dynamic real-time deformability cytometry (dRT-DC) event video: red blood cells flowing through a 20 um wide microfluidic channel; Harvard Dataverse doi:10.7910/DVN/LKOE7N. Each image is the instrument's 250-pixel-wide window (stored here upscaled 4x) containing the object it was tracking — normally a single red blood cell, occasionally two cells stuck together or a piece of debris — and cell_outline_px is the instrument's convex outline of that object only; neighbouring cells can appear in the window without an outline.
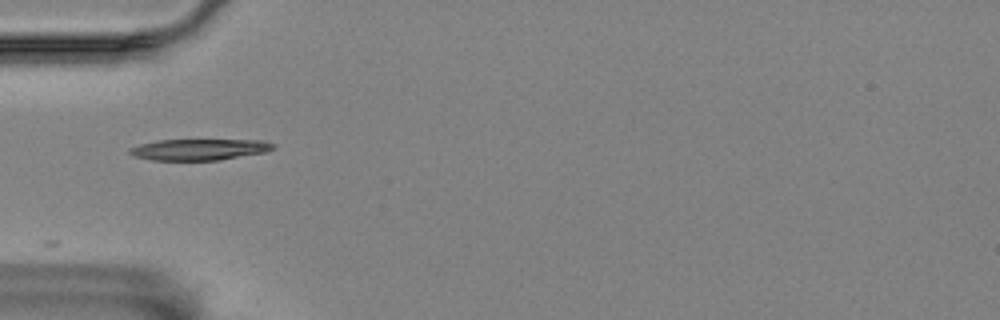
{"species": "Egyptian fruit bat (a non-hibernating species)", "species_latin": "Rousettus aegyptiacus", "temperature_condition": "room temperature", "stored_images_in_passage": 14, "camera_frame_rate_fps": 3000, "um_per_image_px": 0.085, "animal": {"sex": "female"}, "frame": {"image": 1, "passage_image": 1, "time_ms": 0.0, "image_size_px": [1000, 320], "cell_outline_px": [[276, 148], [264, 152], [220, 160], [152, 160], [136, 156], [128, 152], [128, 148], [140, 144], [160, 140], [264, 140], [276, 144]], "centroid_in_image_um": [16.97, 12.7], "position_along_channel_um": 68.0, "area_um2": 17.69}}
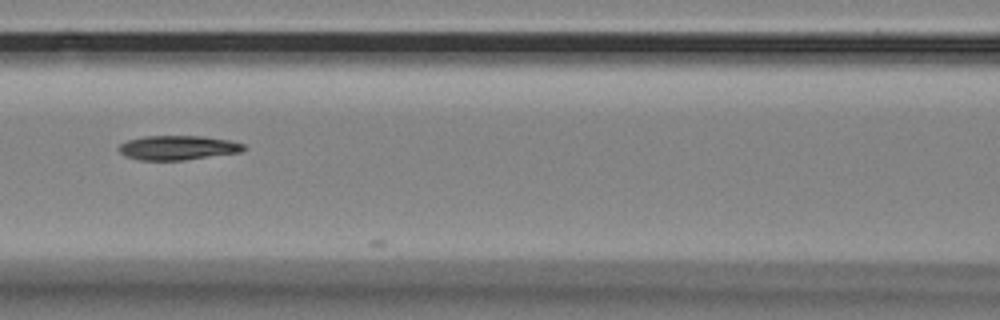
{"frame": {"image": 2, "passage_image": 8, "time_ms": 2.333, "image_size_px": [1000, 320], "cell_outline_px": [[244, 148], [240, 152], [184, 160], [140, 160], [124, 156], [120, 152], [120, 144], [128, 140], [144, 136], [204, 136], [228, 140], [244, 144]], "centroid_in_image_um": [15.09, 12.55], "position_along_channel_um": 151.5, "area_um2": 17.57}}
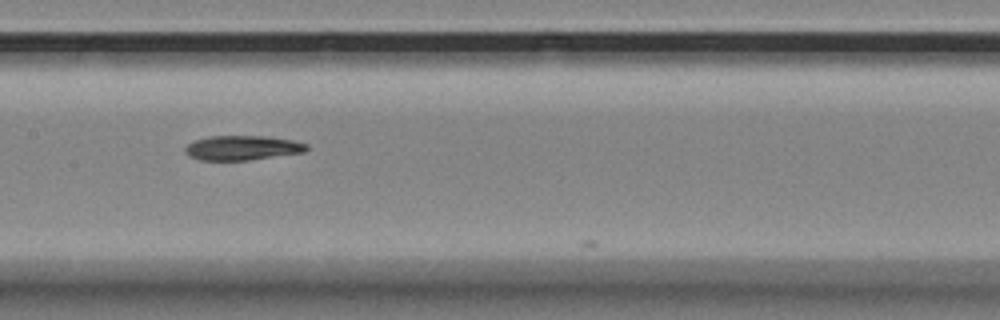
{"frame": {"image": 3, "passage_image": 11, "time_ms": 3.333, "image_size_px": [1000, 320], "cell_outline_px": [[308, 148], [304, 152], [248, 160], [200, 160], [188, 156], [184, 152], [184, 148], [188, 144], [196, 140], [208, 136], [264, 136], [296, 140], [308, 144]], "centroid_in_image_um": [20.6, 12.56], "position_along_channel_um": 186.8, "area_um2": 17.46}}